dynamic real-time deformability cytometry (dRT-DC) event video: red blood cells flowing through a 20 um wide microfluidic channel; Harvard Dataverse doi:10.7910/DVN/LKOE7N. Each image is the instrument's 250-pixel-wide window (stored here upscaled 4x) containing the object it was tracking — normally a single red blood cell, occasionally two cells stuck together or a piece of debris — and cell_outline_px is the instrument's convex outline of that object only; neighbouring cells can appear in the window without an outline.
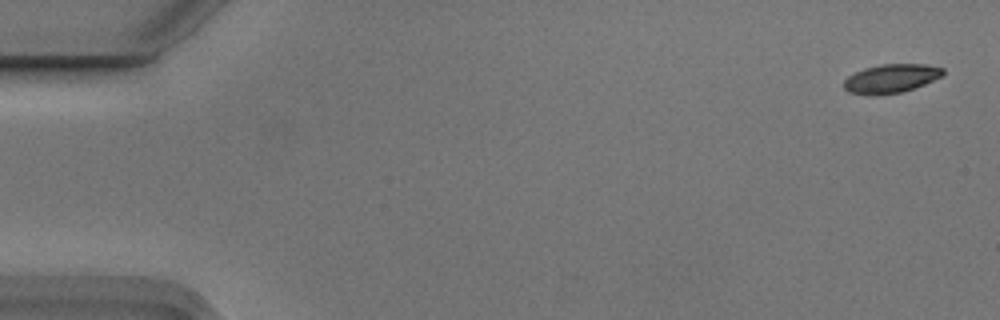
{"species": "Egyptian fruit bat (a non-hibernating species)", "species_latin": "Rousettus aegyptiacus", "temperature_condition": "cold", "stored_images_in_passage": 5, "camera_frame_rate_fps": 3000, "um_per_image_px": 0.085, "animal": {"sex": "male"}, "frame": {"image": 1, "passage_image": 1, "time_ms": 0.0, "image_size_px": [1000, 320], "cell_outline_px": [[944, 72], [940, 76], [924, 84], [900, 92], [848, 92], [844, 88], [844, 80], [848, 76], [864, 68], [880, 64], [928, 64], [944, 68]], "centroid_in_image_um": [75.77, 6.61], "position_along_channel_um": 9.2, "area_um2": 15.78}}
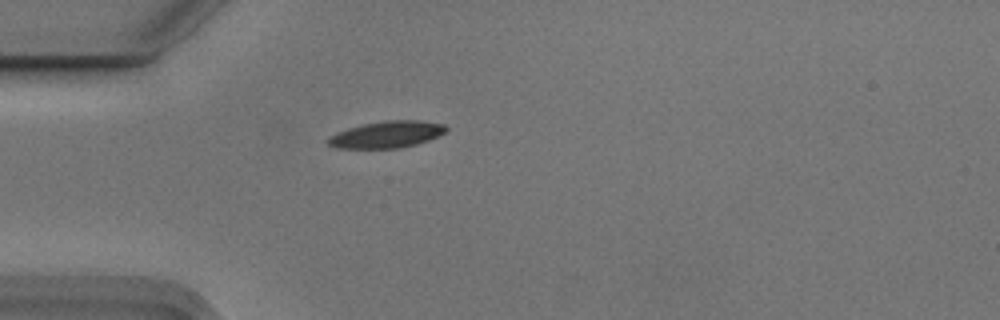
{"frame": {"image": 2, "passage_image": 5, "time_ms": 1.333, "image_size_px": [1000, 320], "cell_outline_px": [[448, 128], [444, 132], [428, 140], [416, 144], [400, 148], [336, 148], [328, 144], [328, 140], [332, 136], [348, 128], [364, 124], [384, 120], [420, 120], [444, 124]], "centroid_in_image_um": [32.91, 11.42], "position_along_channel_um": 52.1, "area_um2": 18.09}}